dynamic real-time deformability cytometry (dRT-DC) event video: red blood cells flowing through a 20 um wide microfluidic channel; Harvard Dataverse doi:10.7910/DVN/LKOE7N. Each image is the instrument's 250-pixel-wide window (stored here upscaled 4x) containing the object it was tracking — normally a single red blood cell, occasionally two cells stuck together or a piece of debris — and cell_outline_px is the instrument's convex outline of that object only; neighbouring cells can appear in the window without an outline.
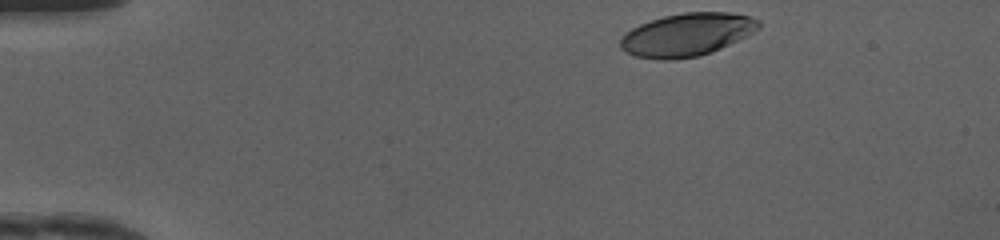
{"species": "human", "species_latin": "Homo sapiens", "temperature_condition": "cold", "stored_images_in_passage": 35, "camera_frame_rate_fps": 3000, "um_per_image_px": 0.085, "donor": {"sex": "female"}, "frame": {"image": 1, "passage_image": 1, "time_ms": 0.0, "image_size_px": [1000, 240], "cell_outline_px": [[760, 28], [748, 36], [712, 52], [700, 56], [672, 60], [664, 60], [636, 56], [624, 52], [620, 48], [620, 40], [632, 28], [640, 24], [664, 16], [684, 12], [728, 12], [748, 16], [760, 20]], "centroid_in_image_um": [58.42, 2.95], "position_along_channel_um": 26.6, "area_um2": 34.62}}
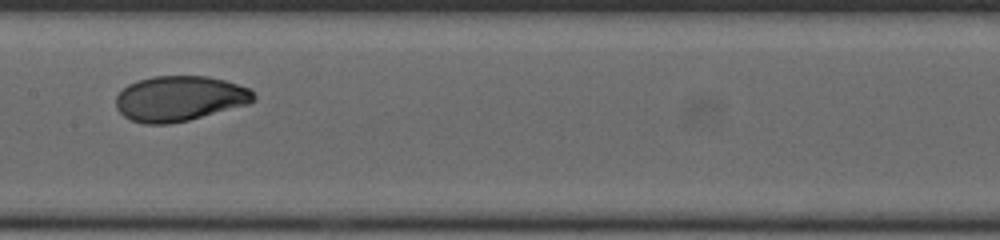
{"frame": {"image": 2, "passage_image": 19, "time_ms": 6.0, "image_size_px": [1000, 240], "cell_outline_px": [[256, 100], [248, 104], [188, 120], [168, 124], [144, 124], [132, 120], [124, 116], [116, 108], [116, 96], [128, 84], [152, 76], [208, 76], [224, 80], [248, 88], [256, 96]], "centroid_in_image_um": [15.25, 8.37], "position_along_channel_um": 192.1, "area_um2": 36.13}}
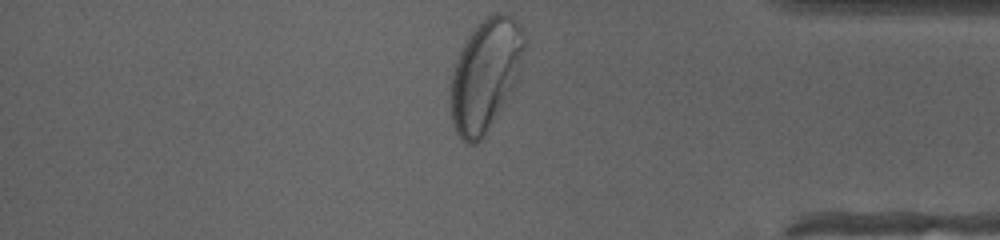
{"frame": {"image": 3, "passage_image": 35, "time_ms": 11.333, "image_size_px": [1000, 240], "cell_outline_px": [[524, 48], [516, 80], [512, 88], [484, 136], [476, 144], [468, 144], [456, 132], [452, 120], [452, 72], [460, 52], [468, 36], [480, 20], [496, 12], [504, 12], [512, 16], [520, 24], [524, 36]], "centroid_in_image_um": [41.26, 6.31], "position_along_channel_um": 393.9, "area_um2": 46.88}, "authors_computed_cell_mechanics": {"area_um2": 36.0094, "velocity_mm_per_s": 4.1569, "shape_relaxation_time_tau1_ms": 3.2408, "shape_relaxation_time_tau2_ms": 0.7424, "deformation_change_tau1": 0.1614, "deformation_change_tau2": 0.0375}}